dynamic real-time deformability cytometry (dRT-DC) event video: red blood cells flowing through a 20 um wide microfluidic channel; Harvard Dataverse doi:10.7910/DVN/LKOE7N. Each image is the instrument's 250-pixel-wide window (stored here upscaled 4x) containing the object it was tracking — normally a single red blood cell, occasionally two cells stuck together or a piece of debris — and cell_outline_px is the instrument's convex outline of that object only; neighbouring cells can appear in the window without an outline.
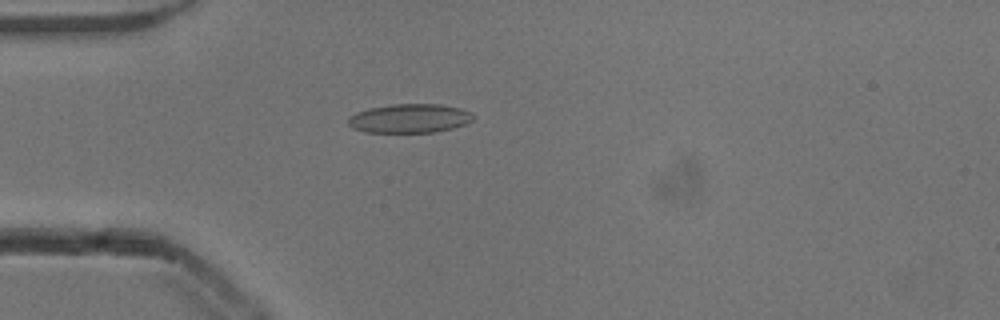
{"species": "common noctule bat (a hibernating species)", "species_latin": "Nyctalus noctula", "temperature_condition": "cold", "stored_images_in_passage": 39, "camera_frame_rate_fps": 3000, "um_per_image_px": 0.085, "animal": {"sex": "male", "body_mass_g": 13.3}, "frame": {"image": 1, "passage_image": 1, "time_ms": 0.0, "image_size_px": [1000, 320], "cell_outline_px": [[476, 116], [472, 120], [464, 124], [452, 128], [436, 132], [364, 132], [352, 128], [348, 124], [348, 116], [356, 112], [368, 108], [392, 104], [440, 104], [460, 108], [472, 112]], "centroid_in_image_um": [34.8, 10.06], "position_along_channel_um": 50.2, "area_um2": 21.27}}
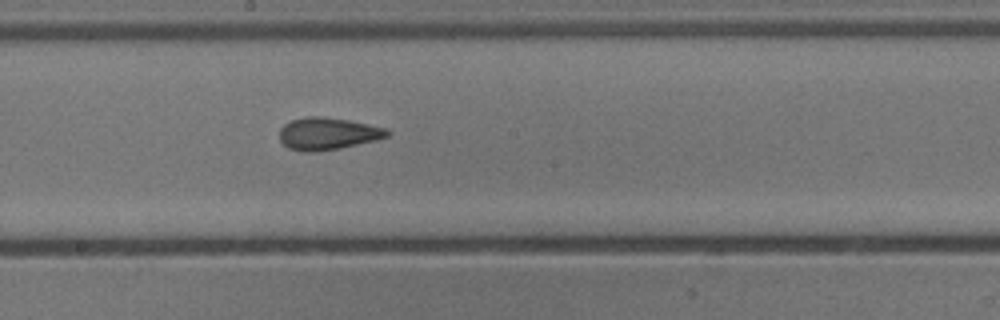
{"frame": {"image": 2, "passage_image": 15, "time_ms": 4.667, "image_size_px": [1000, 320], "cell_outline_px": [[388, 136], [376, 140], [340, 148], [316, 152], [304, 152], [288, 148], [280, 140], [280, 128], [284, 124], [292, 120], [304, 116], [324, 116], [348, 120], [388, 128]], "centroid_in_image_um": [27.84, 11.35], "position_along_channel_um": 220.4, "area_um2": 20.29}}
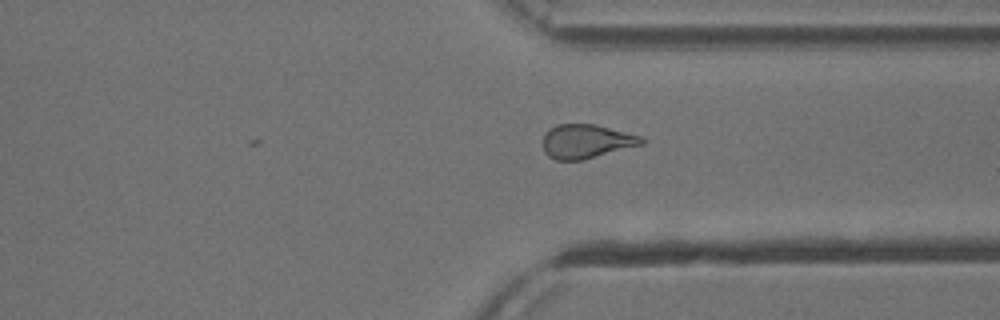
{"frame": {"image": 3, "passage_image": 26, "time_ms": 8.333, "image_size_px": [1000, 320], "cell_outline_px": [[644, 144], [580, 160], [556, 160], [548, 156], [544, 152], [544, 132], [556, 124], [596, 124], [640, 136], [644, 140]], "centroid_in_image_um": [49.81, 12.0], "position_along_channel_um": 361.6, "area_um2": 19.36}, "authors_computed_cell_mechanics": {"area_um2": 20.1144, "velocity_mm_per_s": 3.8594, "shape_relaxation_time_tau1_ms": 8.9621, "shape_relaxation_time_tau2_ms": 1.8899, "deformation_change_tau1": 0.1837, "deformation_change_tau2": 0.0759}}